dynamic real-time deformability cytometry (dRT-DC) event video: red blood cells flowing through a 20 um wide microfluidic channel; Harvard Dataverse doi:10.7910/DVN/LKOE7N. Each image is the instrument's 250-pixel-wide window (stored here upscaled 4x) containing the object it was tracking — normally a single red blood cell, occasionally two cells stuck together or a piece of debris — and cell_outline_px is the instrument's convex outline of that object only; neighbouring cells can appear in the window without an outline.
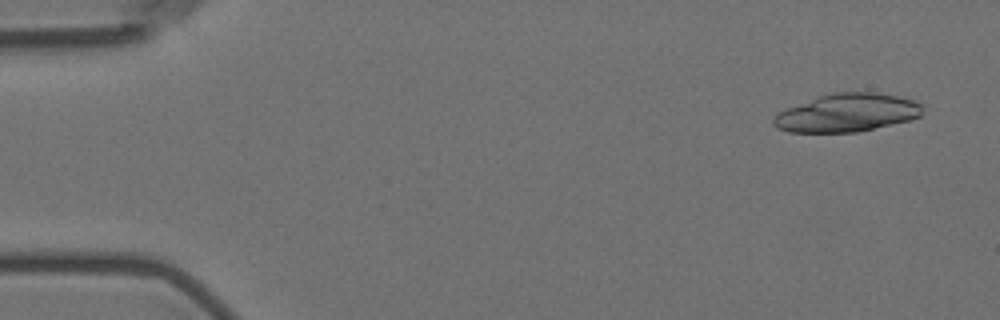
{"species": "Egyptian fruit bat (a non-hibernating species)", "species_latin": "Rousettus aegyptiacus", "temperature_condition": "room temperature", "stored_images_in_passage": 5, "camera_frame_rate_fps": 3000, "um_per_image_px": 0.085, "animal": {"sex": "female"}, "frame": {"image": 1, "passage_image": 1, "time_ms": 0.0, "image_size_px": [1000, 320], "cell_outline_px": [[920, 116], [908, 120], [860, 132], [788, 132], [776, 128], [772, 124], [772, 120], [780, 112], [788, 108], [820, 96], [832, 92], [876, 92], [896, 96], [912, 100], [920, 104]], "centroid_in_image_um": [71.97, 9.6], "position_along_channel_um": 13.0, "area_um2": 32.66}}
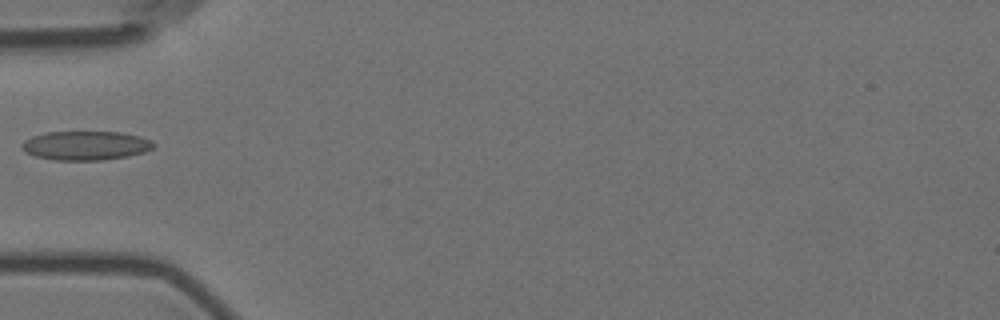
{"frame": {"image": 2, "passage_image": 5, "time_ms": 5.333, "image_size_px": [1000, 320], "cell_outline_px": [[156, 144], [152, 148], [144, 152], [128, 156], [100, 160], [52, 160], [36, 156], [24, 152], [20, 148], [20, 144], [24, 140], [32, 136], [44, 132], [120, 132], [140, 136], [152, 140]], "centroid_in_image_um": [7.25, 12.37], "position_along_channel_um": 77.8, "area_um2": 22.48}}